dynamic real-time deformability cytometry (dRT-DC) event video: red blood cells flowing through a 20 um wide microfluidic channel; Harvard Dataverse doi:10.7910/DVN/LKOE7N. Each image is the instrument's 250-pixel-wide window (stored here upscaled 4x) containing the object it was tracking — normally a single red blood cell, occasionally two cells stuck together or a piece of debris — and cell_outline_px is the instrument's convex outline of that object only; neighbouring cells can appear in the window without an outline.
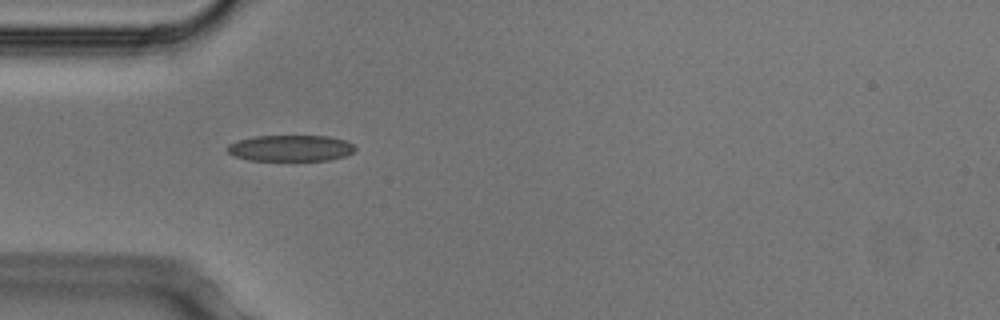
{"species": "Egyptian fruit bat (a non-hibernating species)", "species_latin": "Rousettus aegyptiacus", "temperature_condition": "cold", "stored_images_in_passage": 5, "camera_frame_rate_fps": 3000, "um_per_image_px": 0.085, "animal": {"sex": "male"}, "frame": {"image": 1, "passage_image": 4, "time_ms": 1.0, "image_size_px": [1000, 320], "cell_outline_px": [[356, 148], [352, 152], [344, 156], [328, 160], [248, 160], [236, 156], [228, 152], [228, 144], [236, 140], [256, 136], [328, 136], [348, 140]], "centroid_in_image_um": [24.71, 12.58], "position_along_channel_um": 60.3, "area_um2": 19.42}}
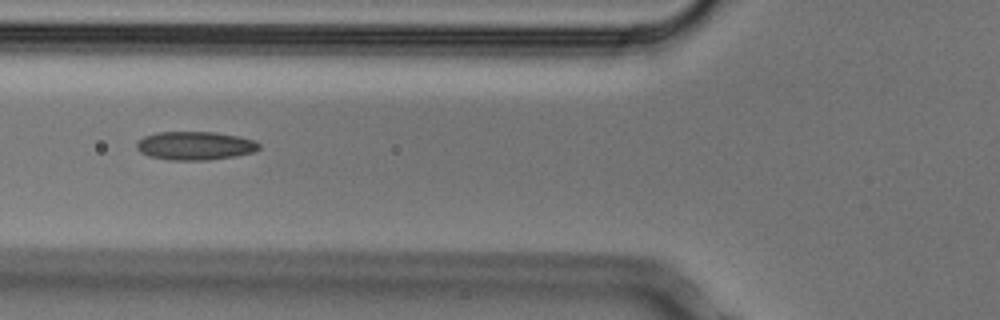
{"frame": {"image": 2, "passage_image": 5, "time_ms": 1.333, "image_size_px": [1000, 320], "cell_outline_px": [[260, 148], [256, 152], [236, 156], [208, 160], [168, 160], [148, 156], [140, 152], [136, 148], [136, 144], [144, 136], [156, 132], [216, 132], [240, 136], [256, 140], [260, 144]], "centroid_in_image_um": [16.62, 12.39], "position_along_channel_um": 109.2, "area_um2": 20.63}}